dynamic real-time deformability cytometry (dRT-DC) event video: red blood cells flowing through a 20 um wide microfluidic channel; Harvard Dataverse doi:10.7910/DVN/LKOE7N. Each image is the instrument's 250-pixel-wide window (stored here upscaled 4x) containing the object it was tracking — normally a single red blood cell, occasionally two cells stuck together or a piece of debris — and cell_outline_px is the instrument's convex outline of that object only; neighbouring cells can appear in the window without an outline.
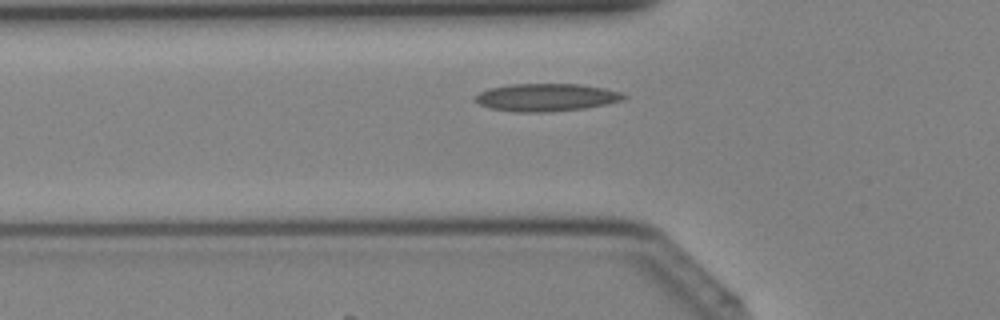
{"species": "Egyptian fruit bat (a non-hibernating species)", "species_latin": "Rousettus aegyptiacus", "temperature_condition": "cold", "stored_images_in_passage": 28, "camera_frame_rate_fps": 3000, "um_per_image_px": 0.085, "animal": {"sex": "female"}, "frame": {"image": 1, "passage_image": 2, "time_ms": 0.333, "image_size_px": [1000, 320], "cell_outline_px": [[628, 96], [624, 100], [584, 108], [544, 112], [516, 112], [492, 108], [480, 104], [472, 96], [488, 88], [512, 84], [580, 84], [604, 88], [620, 92]], "centroid_in_image_um": [46.43, 8.27], "position_along_channel_um": 79.4, "area_um2": 23.81}}
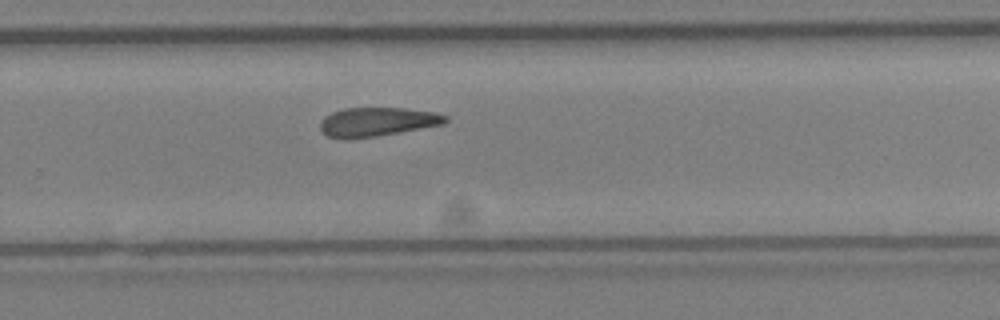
{"frame": {"image": 2, "passage_image": 15, "time_ms": 4.667, "image_size_px": [1000, 320], "cell_outline_px": [[448, 120], [444, 124], [376, 136], [348, 140], [344, 140], [328, 136], [320, 128], [320, 120], [324, 116], [332, 112], [344, 108], [404, 108], [432, 112], [448, 116]], "centroid_in_image_um": [32.01, 10.36], "position_along_channel_um": 297.8, "area_um2": 21.15}}
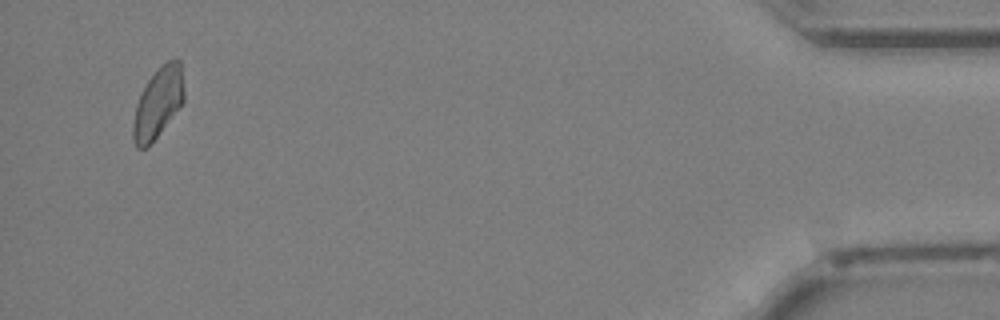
{"frame": {"image": 3, "passage_image": 27, "time_ms": 8.667, "image_size_px": [1000, 320], "cell_outline_px": [[184, 100], [156, 136], [144, 148], [136, 148], [132, 140], [132, 124], [136, 104], [148, 80], [168, 60], [176, 56], [180, 60], [184, 88]], "centroid_in_image_um": [13.42, 8.72], "position_along_channel_um": 421.8, "area_um2": 20.35}}